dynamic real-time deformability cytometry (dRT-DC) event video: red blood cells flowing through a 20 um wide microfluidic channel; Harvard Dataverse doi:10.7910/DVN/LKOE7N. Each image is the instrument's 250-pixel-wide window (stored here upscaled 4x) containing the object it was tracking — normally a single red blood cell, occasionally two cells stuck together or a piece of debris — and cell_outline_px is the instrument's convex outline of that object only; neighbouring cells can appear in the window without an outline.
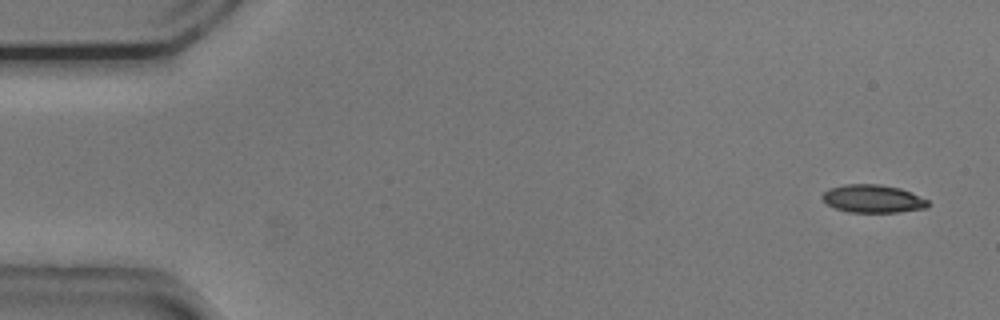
{"species": "common noctule bat (a hibernating species)", "species_latin": "Nyctalus noctula", "temperature_condition": "cold", "stored_images_in_passage": 52, "camera_frame_rate_fps": 3000, "um_per_image_px": 0.085, "animal": {"sex": "male", "body_mass_g": 20.5, "forearm_length_mm": 52.5}, "frame": {"image": 1, "passage_image": 1, "time_ms": 0.0, "image_size_px": [1000, 320], "cell_outline_px": [[928, 204], [924, 208], [900, 212], [848, 212], [836, 208], [828, 204], [820, 196], [828, 188], [844, 184], [880, 184], [900, 188], [928, 200]], "centroid_in_image_um": [74.15, 16.88], "position_along_channel_um": 10.8, "area_um2": 17.11}}
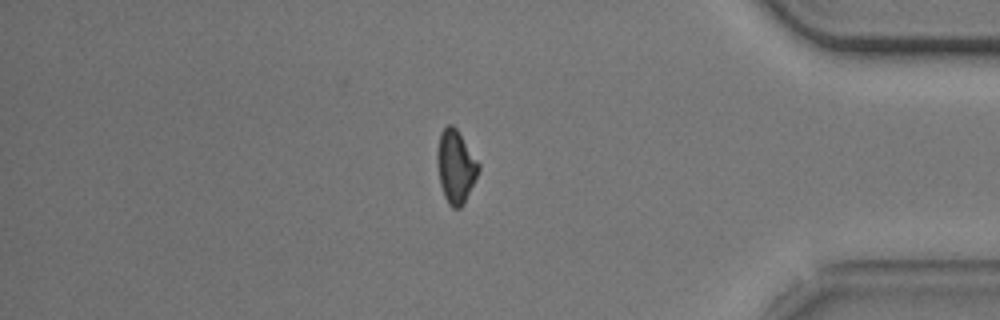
{"frame": {"image": 2, "passage_image": 44, "time_ms": 14.333, "image_size_px": [1000, 320], "cell_outline_px": [[480, 168], [464, 204], [460, 208], [452, 208], [448, 204], [444, 196], [440, 184], [436, 160], [436, 152], [440, 132], [448, 124], [452, 124], [456, 128], [480, 164]], "centroid_in_image_um": [38.71, 14.16], "position_along_channel_um": 396.5, "area_um2": 17.63}}
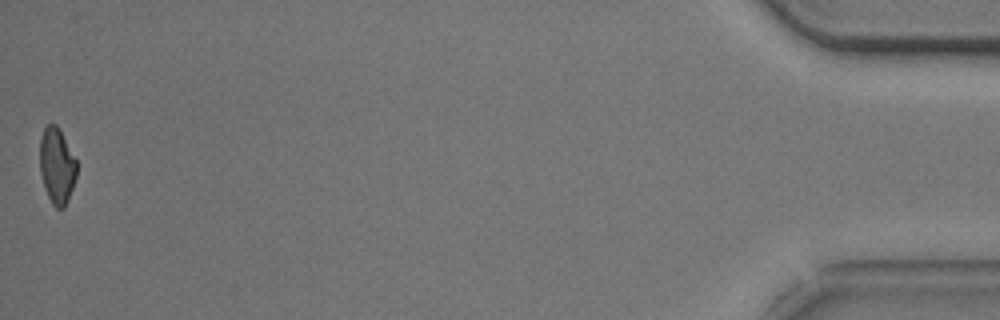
{"frame": {"image": 3, "passage_image": 52, "time_ms": 17.0, "image_size_px": [1000, 320], "cell_outline_px": [[76, 176], [68, 200], [64, 208], [56, 208], [52, 204], [44, 188], [40, 172], [40, 140], [44, 128], [48, 124], [56, 124], [76, 160]], "centroid_in_image_um": [4.82, 14.12], "position_along_channel_um": 430.4, "area_um2": 16.07}, "authors_computed_cell_mechanics": {"area_um2": 18.1492, "velocity_mm_per_s": 3.7597, "shape_relaxation_time_tau1_ms": 4.5441, "shape_relaxation_time_tau2_ms": 9.9876, "deformation_change_tau1": 0.112, "deformation_change_tau2": 0.1757}}